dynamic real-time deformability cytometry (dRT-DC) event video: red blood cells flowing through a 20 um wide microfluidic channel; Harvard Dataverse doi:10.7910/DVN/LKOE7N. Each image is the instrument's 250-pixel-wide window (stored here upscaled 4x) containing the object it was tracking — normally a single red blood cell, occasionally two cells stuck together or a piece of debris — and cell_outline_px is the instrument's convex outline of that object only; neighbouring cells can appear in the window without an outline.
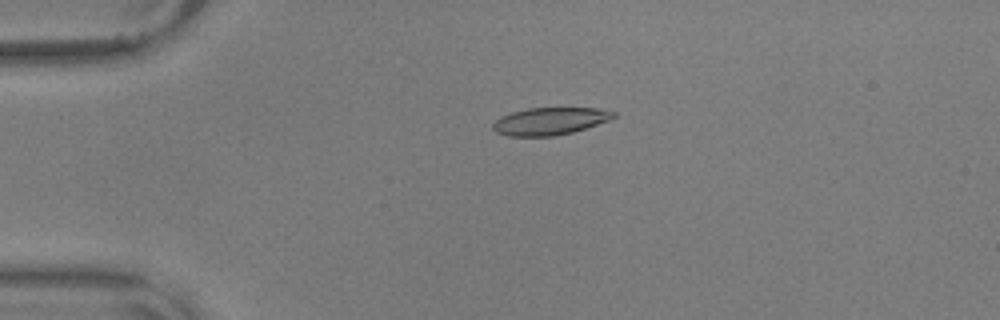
{"species": "common noctule bat (a hibernating species)", "species_latin": "Nyctalus noctula", "temperature_condition": "warm", "stored_images_in_passage": 47, "camera_frame_rate_fps": 3000, "um_per_image_px": 0.085, "animal": {"sex": "male", "body_mass_g": 17.9, "forearm_length_mm": 54.2}, "frame": {"image": 1, "passage_image": 4, "time_ms": 1.0, "image_size_px": [1000, 320], "cell_outline_px": [[616, 116], [608, 120], [572, 132], [556, 136], [508, 136], [496, 132], [492, 128], [492, 124], [496, 120], [512, 112], [528, 108], [600, 108], [616, 112]], "centroid_in_image_um": [46.74, 10.3], "position_along_channel_um": 38.3, "area_um2": 19.07}}
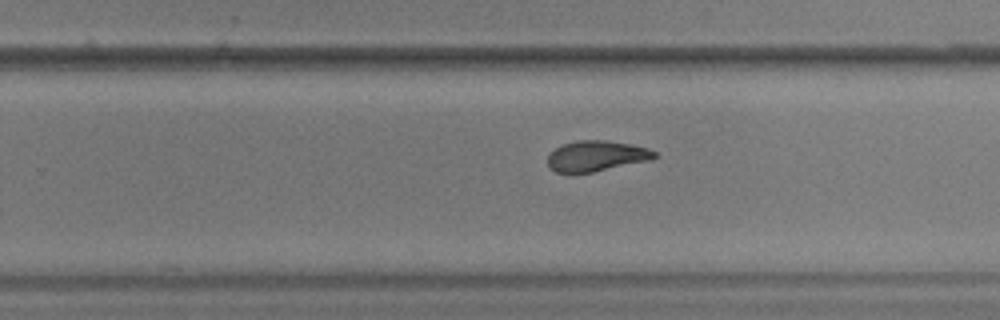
{"frame": {"image": 2, "passage_image": 27, "time_ms": 8.667, "image_size_px": [1000, 320], "cell_outline_px": [[656, 156], [652, 160], [572, 176], [568, 176], [556, 172], [548, 168], [548, 152], [564, 144], [576, 140], [604, 140], [632, 144], [648, 148], [656, 152]], "centroid_in_image_um": [50.63, 13.3], "position_along_channel_um": 279.2, "area_um2": 19.65}}
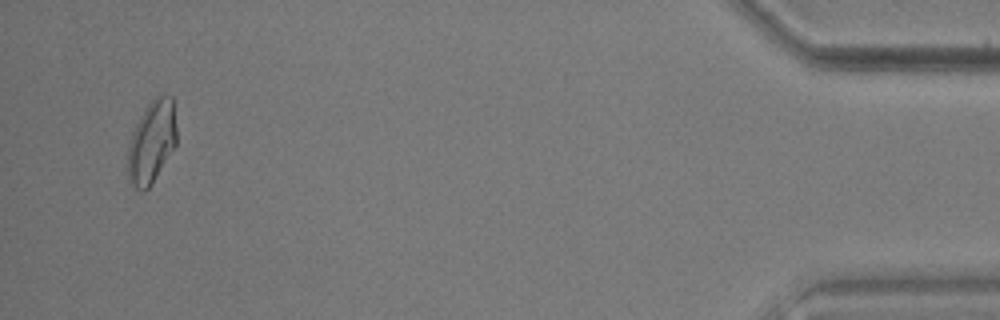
{"frame": {"image": 3, "passage_image": 45, "time_ms": 14.667, "image_size_px": [1000, 320], "cell_outline_px": [[176, 144], [152, 184], [144, 192], [136, 188], [128, 180], [128, 144], [132, 132], [144, 108], [156, 96], [172, 96], [176, 124]], "centroid_in_image_um": [12.89, 12.07], "position_along_channel_um": 422.3, "area_um2": 23.41}, "authors_computed_cell_mechanics": {"area_um2": 19.8832, "velocity_mm_per_s": 3.6141, "shape_relaxation_time_tau1_ms": 4.5091, "shape_relaxation_time_tau2_ms": 2.1982, "deformation_change_tau1": 0.1665, "deformation_change_tau2": 0.0975}}